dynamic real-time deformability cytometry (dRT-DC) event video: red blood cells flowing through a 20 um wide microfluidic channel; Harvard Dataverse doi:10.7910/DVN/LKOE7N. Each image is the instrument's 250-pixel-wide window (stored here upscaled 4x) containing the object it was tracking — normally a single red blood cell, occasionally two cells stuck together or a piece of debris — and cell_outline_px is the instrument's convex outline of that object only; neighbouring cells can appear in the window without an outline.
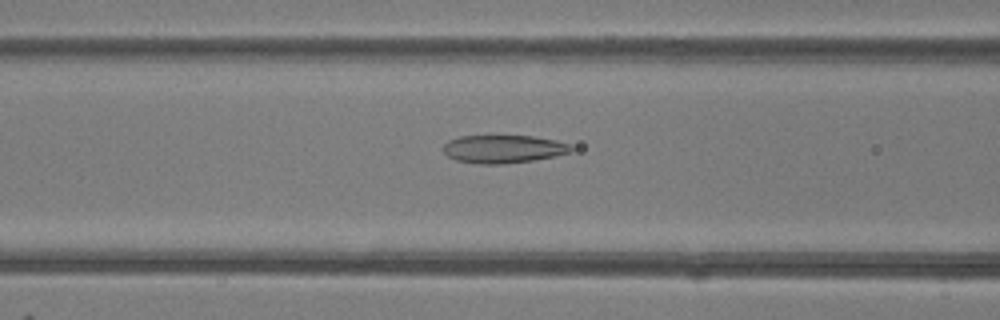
{"species": "common noctule bat (a hibernating species)", "species_latin": "Nyctalus noctula", "temperature_condition": "room temperature", "stored_images_in_passage": 50, "camera_frame_rate_fps": 3000, "um_per_image_px": 0.085, "animal": {"sex": "female"}, "frame": {"image": 1, "passage_image": 20, "time_ms": 6.333, "image_size_px": [1000, 320], "cell_outline_px": [[576, 148], [572, 152], [556, 156], [532, 160], [504, 164], [480, 164], [456, 160], [448, 156], [444, 152], [444, 144], [448, 140], [460, 136], [532, 136], [556, 140], [572, 144]], "centroid_in_image_um": [42.85, 12.66], "position_along_channel_um": 123.8, "area_um2": 21.04}}
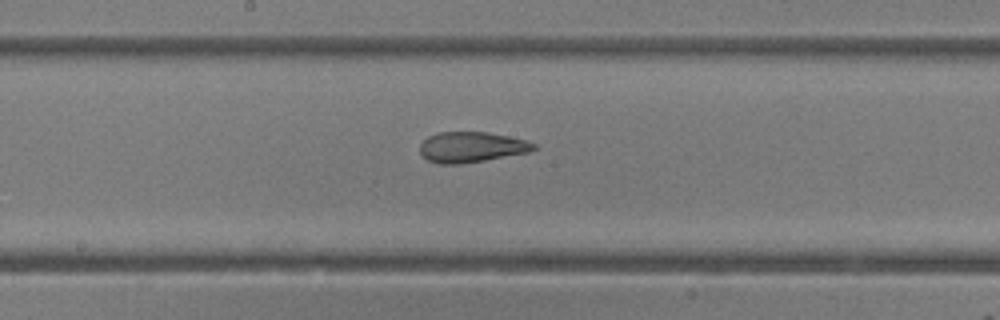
{"frame": {"image": 2, "passage_image": 26, "time_ms": 8.333, "image_size_px": [1000, 320], "cell_outline_px": [[536, 148], [528, 152], [484, 160], [460, 164], [440, 164], [428, 160], [420, 152], [420, 144], [428, 136], [440, 132], [488, 132], [528, 140], [536, 144]], "centroid_in_image_um": [40.08, 12.49], "position_along_channel_um": 208.1, "area_um2": 20.11}}
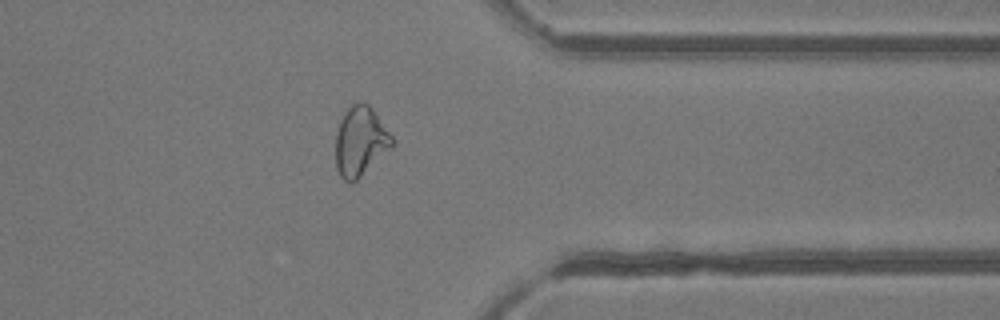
{"frame": {"image": 3, "passage_image": 39, "time_ms": 12.667, "image_size_px": [1000, 320], "cell_outline_px": [[396, 144], [392, 148], [352, 184], [344, 180], [340, 176], [336, 168], [336, 132], [340, 120], [344, 112], [352, 104], [360, 100], [368, 104], [372, 108], [392, 136]], "centroid_in_image_um": [30.63, 12.01], "position_along_channel_um": 380.8, "area_um2": 23.06}, "authors_computed_cell_mechanics": {"area_um2": 23.2934, "velocity_mm_per_s": 4.2101, "shape_relaxation_time_tau1_ms": null, "shape_relaxation_time_tau2_ms": 1.6997, "deformation_change_tau1": null, "deformation_change_tau2": 0.085}}